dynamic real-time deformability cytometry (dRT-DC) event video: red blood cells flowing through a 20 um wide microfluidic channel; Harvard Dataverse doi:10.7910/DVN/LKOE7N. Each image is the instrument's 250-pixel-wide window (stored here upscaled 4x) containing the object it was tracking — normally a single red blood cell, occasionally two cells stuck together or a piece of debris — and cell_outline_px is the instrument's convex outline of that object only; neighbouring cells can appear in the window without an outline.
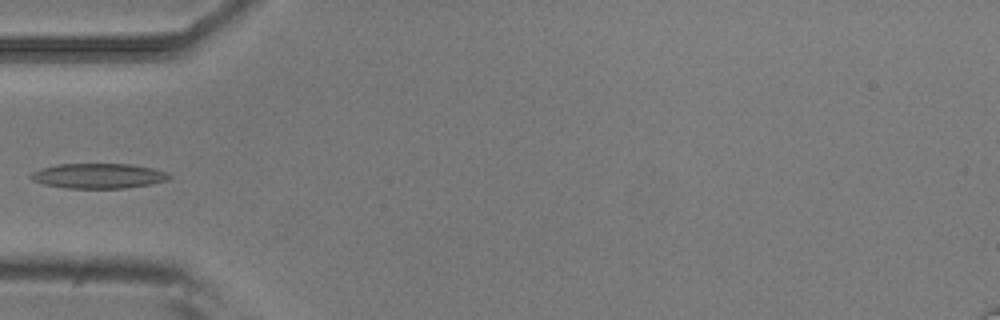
{"species": "common noctule bat (a hibernating species)", "species_latin": "Nyctalus noctula", "temperature_condition": "room temperature", "stored_images_in_passage": 2, "camera_frame_rate_fps": 3000, "um_per_image_px": 0.085, "animal": {"sex": "male", "body_mass_g": 20.5, "forearm_length_mm": 52.5}, "frame": {"image": 1, "passage_image": 2, "time_ms": 0.333, "image_size_px": [1000, 320], "cell_outline_px": [[172, 176], [168, 180], [152, 184], [124, 188], [64, 188], [44, 184], [32, 180], [28, 176], [32, 172], [40, 168], [60, 164], [132, 164], [152, 168], [168, 172]], "centroid_in_image_um": [8.37, 14.95], "position_along_channel_um": 76.6, "area_um2": 20.29}}